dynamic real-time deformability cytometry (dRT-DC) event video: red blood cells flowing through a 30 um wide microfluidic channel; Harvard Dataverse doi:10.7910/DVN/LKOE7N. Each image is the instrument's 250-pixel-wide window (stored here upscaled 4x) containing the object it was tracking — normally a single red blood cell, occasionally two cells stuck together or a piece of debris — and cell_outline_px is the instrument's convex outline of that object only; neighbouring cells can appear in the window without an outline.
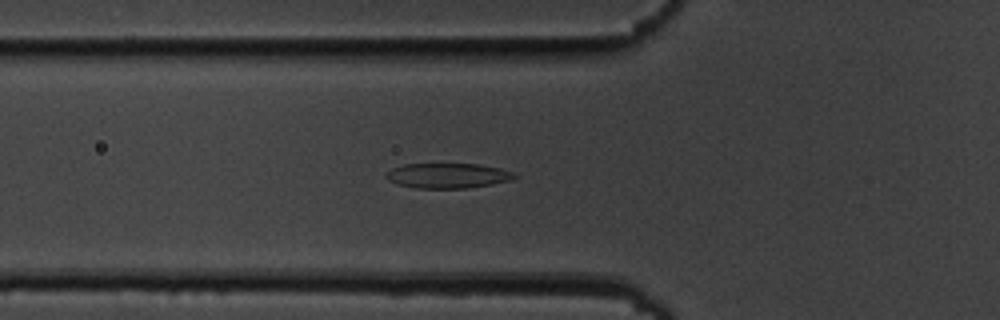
{"species": "common noctule bat (a hibernating species)", "species_latin": "Nyctalus noctula", "temperature_condition": "cold", "stored_images_in_passage": 45, "camera_frame_rate_fps": 3000, "um_per_image_px": 0.085, "animal": {"sex": "male", "body_mass_g": 19.5, "forearm_length_mm": 54.6}, "frame": {"image": 1, "passage_image": 10, "time_ms": 3.0, "image_size_px": [1000, 320], "cell_outline_px": [[520, 176], [512, 180], [492, 184], [468, 188], [416, 188], [400, 184], [388, 180], [384, 176], [392, 168], [404, 164], [480, 164], [500, 168], [516, 172]], "centroid_in_image_um": [38.14, 14.92], "position_along_channel_um": 87.7, "area_um2": 18.84}}
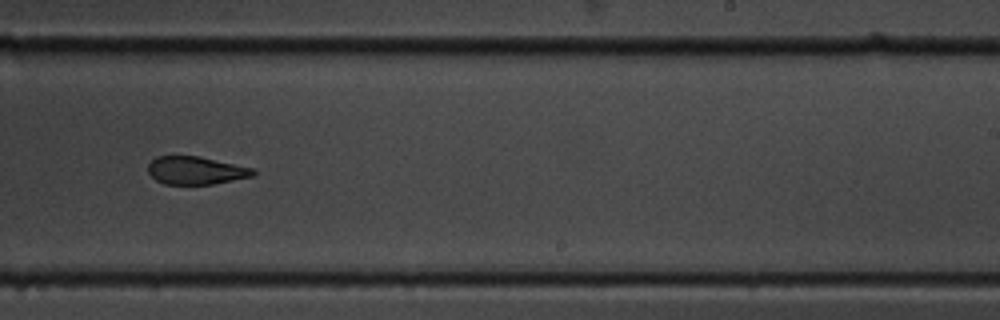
{"frame": {"image": 2, "passage_image": 25, "time_ms": 8.0, "image_size_px": [1000, 320], "cell_outline_px": [[256, 172], [252, 176], [212, 184], [164, 184], [156, 180], [148, 172], [148, 164], [156, 156], [200, 156], [256, 168]], "centroid_in_image_um": [16.66, 14.48], "position_along_channel_um": 272.3, "area_um2": 17.17}}
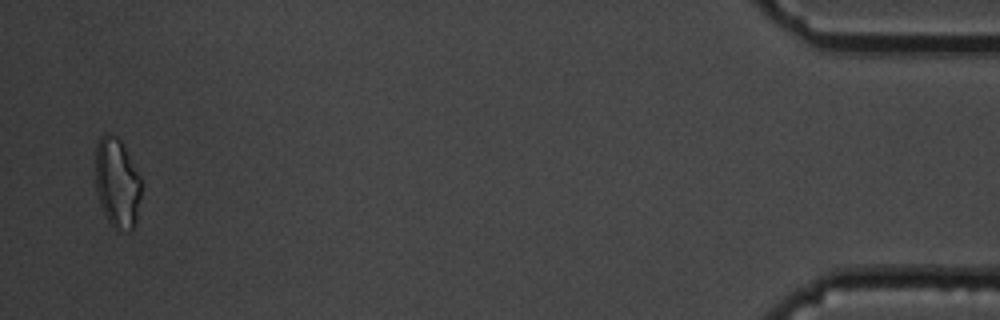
{"frame": {"image": 3, "passage_image": 44, "time_ms": 14.333, "image_size_px": [1000, 320], "cell_outline_px": [[140, 196], [136, 220], [132, 232], [116, 232], [112, 228], [100, 204], [96, 188], [96, 144], [100, 136], [104, 132], [108, 132], [116, 136], [120, 140], [140, 176]], "centroid_in_image_um": [9.94, 15.59], "position_along_channel_um": 425.3, "area_um2": 24.1}, "authors_computed_cell_mechanics": {"area_um2": 19.2474, "velocity_mm_per_s": 3.6931, "shape_relaxation_time_tau1_ms": 3.2661, "shape_relaxation_time_tau2_ms": 2.6749, "deformation_change_tau1": 0.1288, "deformation_change_tau2": 0.107}}